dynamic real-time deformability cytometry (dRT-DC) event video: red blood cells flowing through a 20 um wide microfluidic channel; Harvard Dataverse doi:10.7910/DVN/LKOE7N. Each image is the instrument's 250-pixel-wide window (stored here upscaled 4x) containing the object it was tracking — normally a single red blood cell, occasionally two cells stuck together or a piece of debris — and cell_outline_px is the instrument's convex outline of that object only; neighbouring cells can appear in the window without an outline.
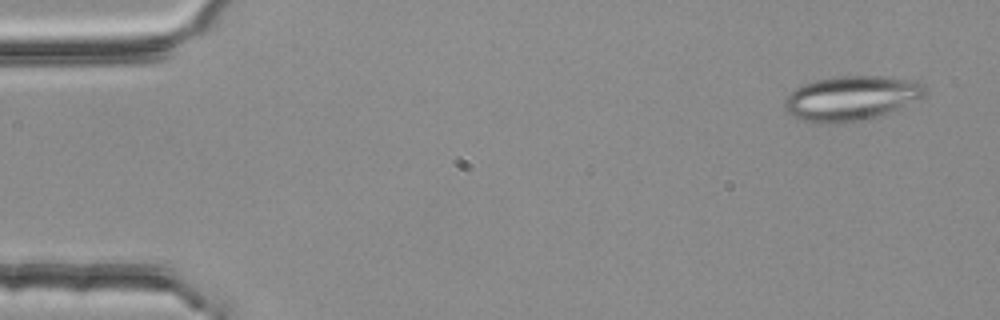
{"species": "common noctule bat (a hibernating species)", "species_latin": "Nyctalus noctula", "temperature_condition": "room temperature", "stored_images_in_passage": 4, "camera_frame_rate_fps": 3000, "um_per_image_px": 0.085, "animal": {"sex": "female", "body_mass_g": 25.1}, "frame": {"image": 1, "passage_image": 1, "time_ms": 0.0, "image_size_px": [1000, 320], "cell_outline_px": [[924, 96], [876, 116], [864, 120], [836, 124], [820, 124], [800, 120], [788, 112], [784, 108], [784, 100], [796, 88], [804, 84], [816, 80], [836, 76], [888, 76], [916, 80], [924, 84]], "centroid_in_image_um": [72.31, 8.34], "position_along_channel_um": 12.7, "area_um2": 36.3}}